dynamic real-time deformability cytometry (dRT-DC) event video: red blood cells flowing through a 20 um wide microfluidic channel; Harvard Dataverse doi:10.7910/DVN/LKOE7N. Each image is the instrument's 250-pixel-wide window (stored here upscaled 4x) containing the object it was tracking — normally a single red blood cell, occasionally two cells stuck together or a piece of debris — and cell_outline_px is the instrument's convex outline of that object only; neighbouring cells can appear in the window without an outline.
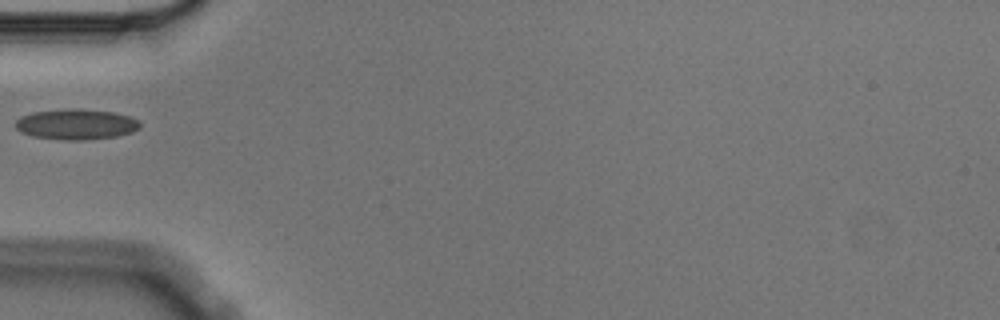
{"species": "Egyptian fruit bat (a non-hibernating species)", "species_latin": "Rousettus aegyptiacus", "temperature_condition": "cold", "stored_images_in_passage": 1, "camera_frame_rate_fps": 3000, "um_per_image_px": 0.085, "animal": {"sex": "male"}, "frame": {"image": 1, "passage_image": 1, "time_ms": 0.0, "image_size_px": [1000, 320], "cell_outline_px": [[140, 128], [132, 132], [116, 136], [84, 140], [64, 140], [32, 136], [20, 132], [16, 128], [16, 120], [20, 116], [32, 112], [64, 108], [76, 108], [112, 112], [128, 116], [140, 120]], "centroid_in_image_um": [6.45, 10.56], "position_along_channel_um": 78.5, "area_um2": 22.31}}